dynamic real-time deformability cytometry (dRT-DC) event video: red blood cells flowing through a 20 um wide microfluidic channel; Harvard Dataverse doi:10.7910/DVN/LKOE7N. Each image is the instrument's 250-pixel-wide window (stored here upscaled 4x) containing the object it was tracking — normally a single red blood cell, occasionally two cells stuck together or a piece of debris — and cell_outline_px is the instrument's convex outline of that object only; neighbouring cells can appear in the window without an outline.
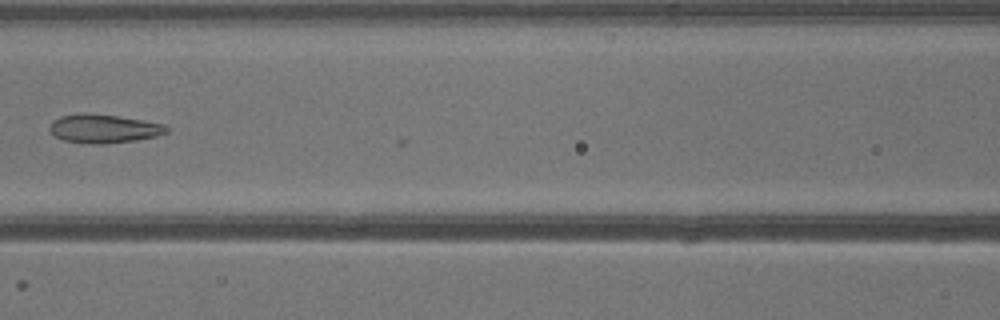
{"species": "common noctule bat (a hibernating species)", "species_latin": "Nyctalus noctula", "temperature_condition": "warm", "stored_images_in_passage": 12, "camera_frame_rate_fps": 3000, "um_per_image_px": 0.085, "animal": {"sex": "male", "body_mass_g": 13.3}, "frame": {"image": 1, "passage_image": 7, "time_ms": 2.0, "image_size_px": [1000, 320], "cell_outline_px": [[168, 132], [156, 136], [136, 140], [104, 144], [92, 144], [64, 140], [56, 136], [48, 128], [52, 120], [60, 116], [80, 112], [88, 112], [116, 116], [164, 124], [168, 128]], "centroid_in_image_um": [8.78, 10.92], "position_along_channel_um": 157.8, "area_um2": 19.54}}
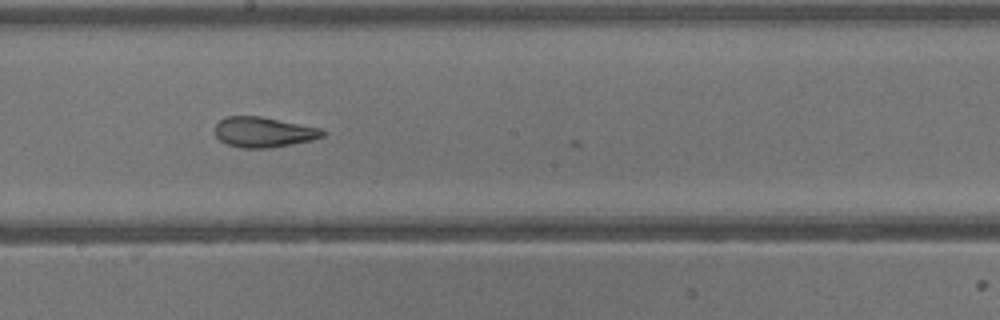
{"frame": {"image": 2, "passage_image": 11, "time_ms": 3.333, "image_size_px": [1000, 320], "cell_outline_px": [[328, 132], [324, 136], [312, 140], [268, 148], [240, 148], [228, 144], [220, 140], [216, 136], [216, 124], [220, 120], [228, 116], [260, 116], [320, 128]], "centroid_in_image_um": [22.42, 11.23], "position_along_channel_um": 225.8, "area_um2": 18.84}}